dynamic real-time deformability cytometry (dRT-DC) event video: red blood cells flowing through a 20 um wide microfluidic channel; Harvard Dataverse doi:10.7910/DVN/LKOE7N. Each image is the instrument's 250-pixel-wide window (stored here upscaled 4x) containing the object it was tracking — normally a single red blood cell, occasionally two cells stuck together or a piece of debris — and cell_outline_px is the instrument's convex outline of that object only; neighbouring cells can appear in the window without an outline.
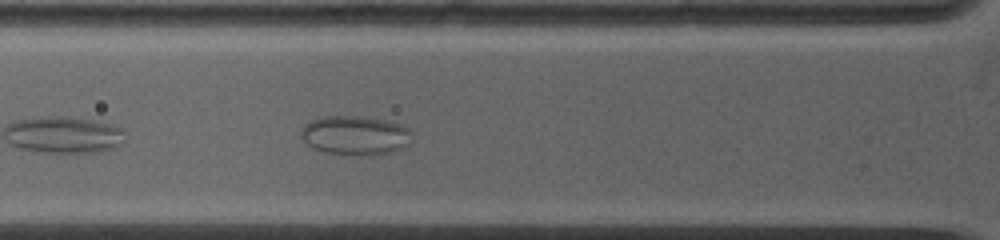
{"species": "common noctule bat (a hibernating species)", "species_latin": "Nyctalus noctula", "temperature_condition": "warm", "stored_images_in_passage": 22, "camera_frame_rate_fps": 5000, "um_per_image_px": 0.085, "animal": {"sex": "female", "body_mass_g": 19.0, "forearm_length_mm": 53.3}, "frame": {"image": 1, "passage_image": 13, "time_ms": 2.2, "image_size_px": [1000, 240], "cell_outline_px": [[412, 140], [408, 144], [400, 148], [388, 152], [324, 152], [312, 148], [300, 136], [300, 132], [304, 124], [312, 120], [324, 116], [360, 116], [384, 120], [400, 124], [408, 128], [412, 132]], "centroid_in_image_um": [30.16, 11.44], "position_along_channel_um": 95.6, "area_um2": 24.39}}
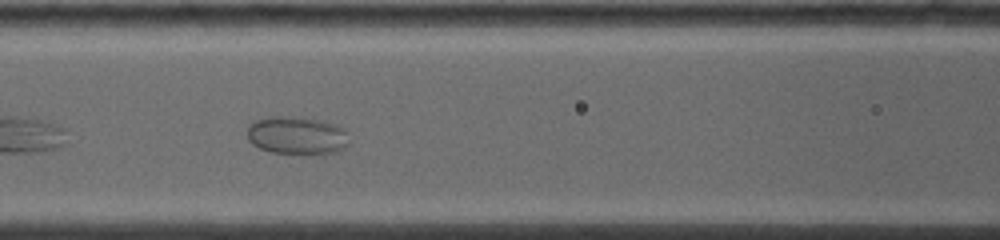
{"frame": {"image": 2, "passage_image": 19, "time_ms": 3.4, "image_size_px": [1000, 240], "cell_outline_px": [[344, 148], [336, 152], [324, 156], [272, 152], [260, 148], [252, 144], [248, 140], [248, 128], [256, 120], [272, 116], [292, 116], [320, 120], [336, 124], [344, 128]], "centroid_in_image_um": [25.22, 11.54], "position_along_channel_um": 141.4, "area_um2": 22.6}}